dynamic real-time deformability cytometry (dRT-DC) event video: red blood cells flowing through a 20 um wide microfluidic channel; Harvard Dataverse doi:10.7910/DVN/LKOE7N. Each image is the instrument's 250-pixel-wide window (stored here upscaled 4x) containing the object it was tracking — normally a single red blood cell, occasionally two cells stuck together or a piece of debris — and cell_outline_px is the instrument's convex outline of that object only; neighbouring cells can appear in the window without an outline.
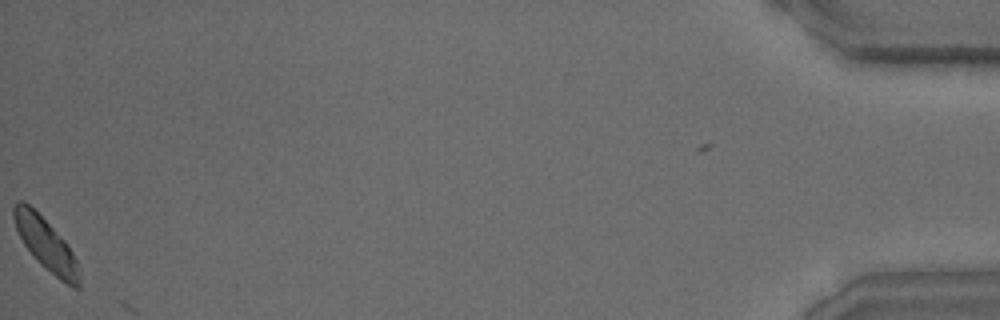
{"species": "common noctule bat (a hibernating species)", "species_latin": "Nyctalus noctula", "temperature_condition": "warm", "stored_images_in_passage": 36, "camera_frame_rate_fps": 3000, "um_per_image_px": 0.085, "animal": {"sex": "male", "body_mass_g": 15.6}, "frame": {"image": 1, "passage_image": 36, "time_ms": 11.667, "image_size_px": [1000, 320], "cell_outline_px": [[80, 288], [72, 288], [60, 280], [24, 244], [16, 228], [12, 216], [12, 208], [20, 200], [24, 200], [68, 244], [76, 260], [80, 276]], "centroid_in_image_um": [3.92, 20.75], "position_along_channel_um": 431.3, "area_um2": 19.02}}